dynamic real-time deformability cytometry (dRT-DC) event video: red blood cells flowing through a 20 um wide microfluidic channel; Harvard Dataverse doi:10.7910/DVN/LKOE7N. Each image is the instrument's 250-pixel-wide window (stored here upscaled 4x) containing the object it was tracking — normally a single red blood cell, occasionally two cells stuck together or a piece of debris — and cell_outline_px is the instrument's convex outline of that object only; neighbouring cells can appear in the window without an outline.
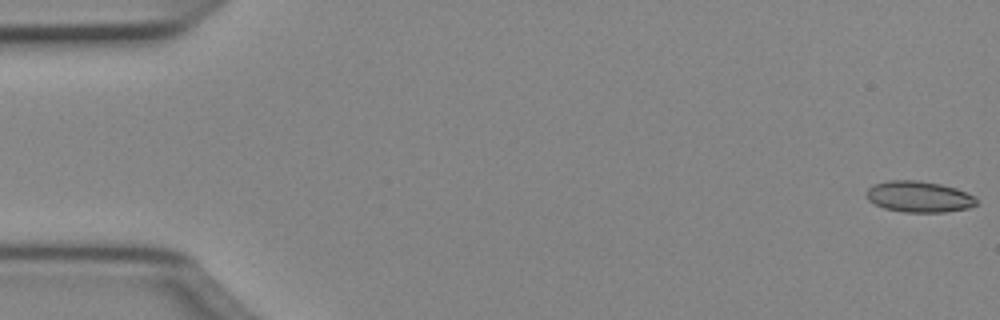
{"species": "Egyptian fruit bat (a non-hibernating species)", "species_latin": "Rousettus aegyptiacus", "temperature_condition": "cold", "stored_images_in_passage": 9, "camera_frame_rate_fps": 3000, "um_per_image_px": 0.085, "animal": {"sex": "female"}, "frame": {"image": 1, "passage_image": 1, "time_ms": 0.0, "image_size_px": [1000, 320], "cell_outline_px": [[976, 204], [968, 208], [944, 212], [904, 212], [884, 208], [868, 200], [864, 196], [868, 188], [872, 184], [888, 180], [916, 180], [940, 184], [956, 188], [972, 196], [976, 200]], "centroid_in_image_um": [78.04, 16.71], "position_along_channel_um": 7.0, "area_um2": 19.88}}